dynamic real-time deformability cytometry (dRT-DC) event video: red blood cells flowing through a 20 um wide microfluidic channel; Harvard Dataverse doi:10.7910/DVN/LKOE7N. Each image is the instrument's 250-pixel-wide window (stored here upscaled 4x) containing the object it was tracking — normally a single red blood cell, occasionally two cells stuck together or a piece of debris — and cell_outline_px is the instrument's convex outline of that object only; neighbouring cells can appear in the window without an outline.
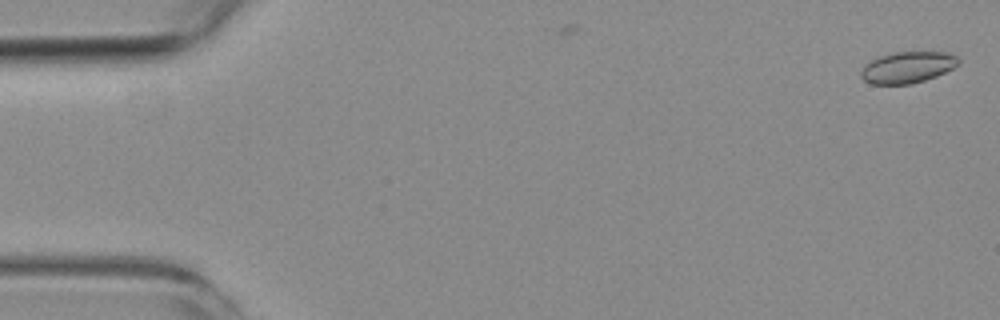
{"species": "common noctule bat (a hibernating species)", "species_latin": "Nyctalus noctula", "temperature_condition": "room temperature", "stored_images_in_passage": 5, "camera_frame_rate_fps": 3000, "um_per_image_px": 0.085, "animal": {"sex": "female", "body_mass_g": 19.3, "forearm_length_mm": 54.1}, "frame": {"image": 1, "passage_image": 1, "time_ms": 0.0, "image_size_px": [1000, 320], "cell_outline_px": [[960, 64], [936, 76], [912, 84], [872, 84], [864, 80], [860, 76], [860, 72], [864, 64], [880, 56], [896, 52], [944, 52], [956, 56], [960, 60]], "centroid_in_image_um": [77.13, 5.73], "position_along_channel_um": 7.9, "area_um2": 17.74}}
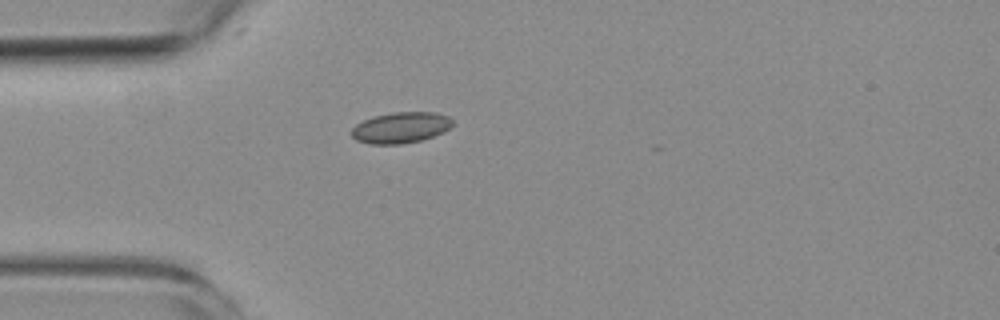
{"frame": {"image": 2, "passage_image": 5, "time_ms": 4.667, "image_size_px": [1000, 320], "cell_outline_px": [[452, 124], [444, 132], [420, 140], [400, 144], [372, 144], [356, 140], [352, 136], [352, 128], [356, 124], [372, 116], [392, 112], [436, 112], [448, 116], [452, 120]], "centroid_in_image_um": [34.05, 10.83], "position_along_channel_um": 51.0, "area_um2": 18.15}}